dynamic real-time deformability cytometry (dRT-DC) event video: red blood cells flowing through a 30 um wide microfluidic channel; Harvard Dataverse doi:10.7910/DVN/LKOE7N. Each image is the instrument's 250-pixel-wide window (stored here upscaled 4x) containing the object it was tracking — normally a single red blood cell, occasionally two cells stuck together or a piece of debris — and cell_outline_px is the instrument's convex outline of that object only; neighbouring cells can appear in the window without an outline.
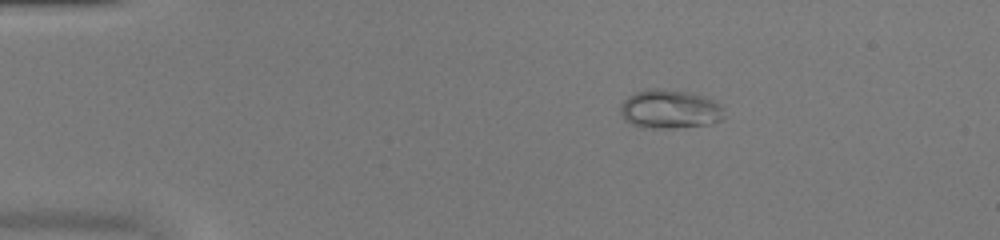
{"species": "common noctule bat (a hibernating species)", "species_latin": "Nyctalus noctula", "temperature_condition": "warm", "stored_images_in_passage": 52, "camera_frame_rate_fps": 3000, "um_per_image_px": 0.085, "animal": {"sex": "female", "body_mass_g": 20.0, "forearm_length_mm": 54.0}, "frame": {"image": 1, "passage_image": 10, "time_ms": 3.0, "image_size_px": [1000, 240], "cell_outline_px": [[724, 116], [720, 120], [708, 124], [676, 128], [644, 128], [632, 124], [624, 120], [620, 112], [620, 104], [628, 96], [636, 92], [648, 88], [664, 88], [688, 92], [704, 96], [720, 104], [724, 108]], "centroid_in_image_um": [56.91, 9.27], "position_along_channel_um": 28.1, "area_um2": 23.76}}
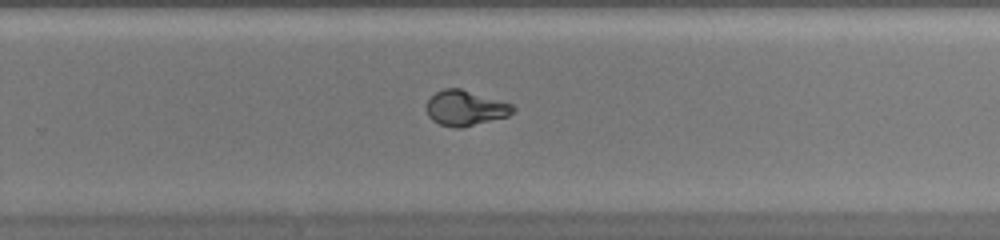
{"frame": {"image": 2, "passage_image": 35, "time_ms": 11.333, "image_size_px": [1000, 240], "cell_outline_px": [[516, 108], [508, 116], [460, 128], [456, 128], [440, 124], [432, 120], [428, 116], [428, 100], [436, 92], [444, 88], [460, 88], [512, 104]], "centroid_in_image_um": [39.56, 9.18], "position_along_channel_um": 290.2, "area_um2": 17.46}}
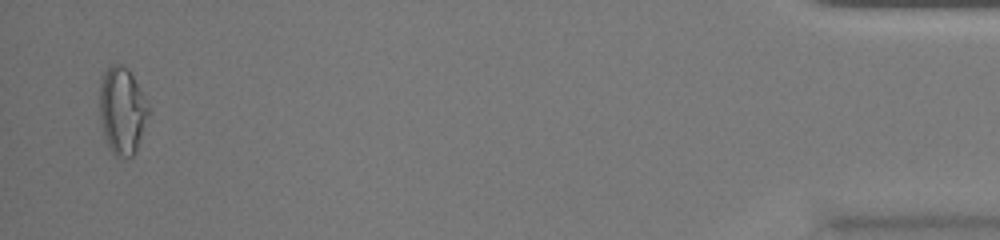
{"frame": {"image": 3, "passage_image": 51, "time_ms": 16.667, "image_size_px": [1000, 240], "cell_outline_px": [[148, 112], [136, 152], [132, 156], [116, 156], [112, 152], [104, 136], [100, 116], [100, 80], [104, 72], [112, 64], [120, 64], [128, 68], [148, 104]], "centroid_in_image_um": [10.36, 9.38], "position_along_channel_um": 424.8, "area_um2": 24.28}, "authors_computed_cell_mechanics": {"area_um2": 19.3052, "velocity_mm_per_s": 4.038, "shape_relaxation_time_tau1_ms": 8.216, "shape_relaxation_time_tau2_ms": null, "deformation_change_tau1": 0.3151, "deformation_change_tau2": null}}